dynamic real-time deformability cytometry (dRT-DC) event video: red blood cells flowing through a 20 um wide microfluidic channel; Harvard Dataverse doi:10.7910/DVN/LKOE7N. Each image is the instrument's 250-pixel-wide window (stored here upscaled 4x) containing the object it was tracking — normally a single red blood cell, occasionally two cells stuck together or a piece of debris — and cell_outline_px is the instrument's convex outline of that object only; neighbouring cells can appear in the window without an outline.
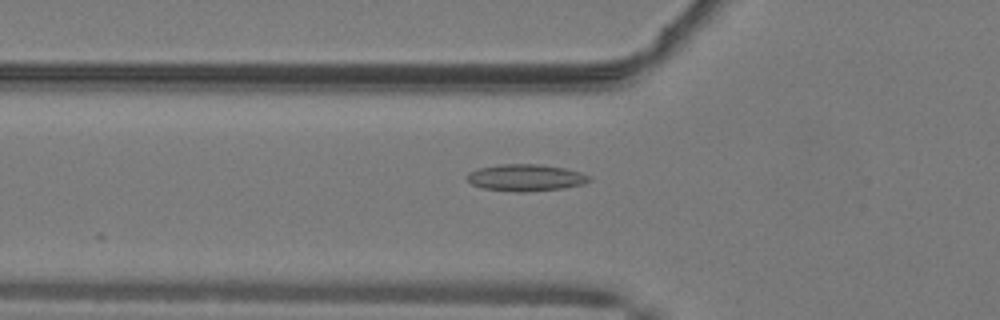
{"species": "common noctule bat (a hibernating species)", "species_latin": "Nyctalus noctula", "temperature_condition": "warm", "stored_images_in_passage": 51, "camera_frame_rate_fps": 3000, "um_per_image_px": 0.085, "animal": {"sex": "male", "body_mass_g": 19.2, "forearm_length_mm": 51.8}, "frame": {"image": 1, "passage_image": 18, "time_ms": 5.667, "image_size_px": [1000, 320], "cell_outline_px": [[592, 180], [584, 184], [564, 188], [524, 192], [512, 192], [484, 188], [472, 184], [464, 176], [468, 172], [480, 168], [496, 164], [540, 164], [564, 168], [580, 172], [592, 176]], "centroid_in_image_um": [44.7, 15.1], "position_along_channel_um": 81.1, "area_um2": 19.31}}
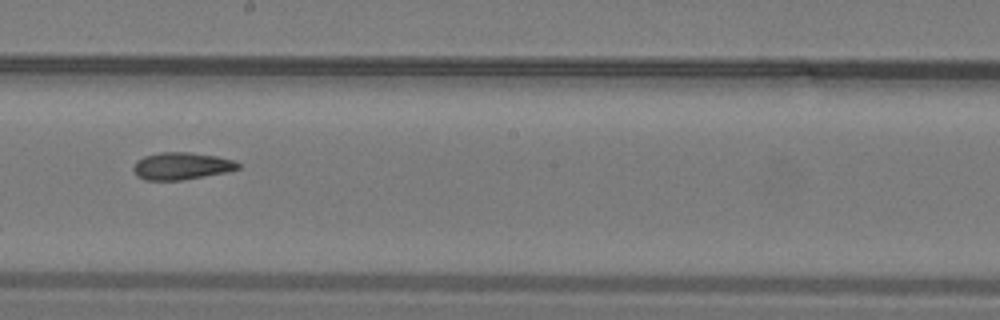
{"frame": {"image": 2, "passage_image": 29, "time_ms": 9.333, "image_size_px": [1000, 320], "cell_outline_px": [[240, 168], [224, 172], [180, 180], [144, 180], [136, 176], [132, 168], [136, 160], [144, 156], [160, 152], [188, 152], [216, 156], [232, 160], [240, 164]], "centroid_in_image_um": [15.36, 14.1], "position_along_channel_um": 232.8, "area_um2": 16.47}}
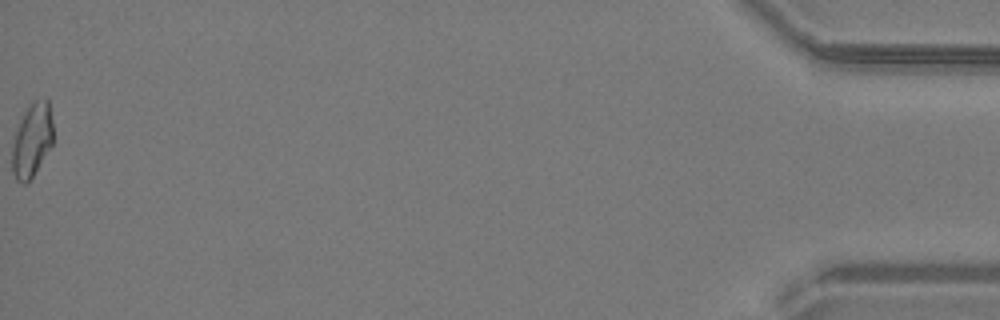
{"frame": {"image": 3, "passage_image": 51, "time_ms": 16.667, "image_size_px": [1000, 320], "cell_outline_px": [[52, 144], [32, 176], [24, 184], [20, 184], [16, 180], [12, 172], [12, 144], [20, 120], [24, 112], [36, 100], [48, 100], [52, 120]], "centroid_in_image_um": [2.7, 11.94], "position_along_channel_um": 432.5, "area_um2": 17.17}, "authors_computed_cell_mechanics": {"area_um2": 17.1666, "velocity_mm_per_s": 4.1297, "shape_relaxation_time_tau1_ms": null, "shape_relaxation_time_tau2_ms": 3.9852, "deformation_change_tau1": null, "deformation_change_tau2": 0.0982}}